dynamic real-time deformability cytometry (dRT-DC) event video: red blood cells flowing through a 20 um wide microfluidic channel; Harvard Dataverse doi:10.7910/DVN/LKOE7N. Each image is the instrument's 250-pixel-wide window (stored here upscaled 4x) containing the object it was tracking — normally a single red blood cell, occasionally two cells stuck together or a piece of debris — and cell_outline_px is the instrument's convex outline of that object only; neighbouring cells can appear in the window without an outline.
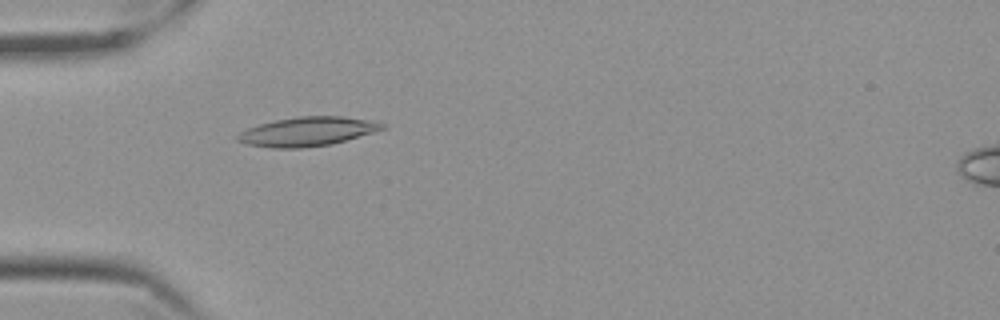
{"species": "Egyptian fruit bat (a non-hibernating species)", "species_latin": "Rousettus aegyptiacus", "temperature_condition": "cold", "stored_images_in_passage": 58, "camera_frame_rate_fps": 3000, "um_per_image_px": 0.085, "frame": {"image": 1, "passage_image": 18, "time_ms": 5.667, "image_size_px": [1000, 320], "cell_outline_px": [[388, 124], [384, 128], [372, 132], [332, 144], [300, 148], [272, 148], [248, 144], [236, 140], [236, 136], [240, 132], [248, 128], [260, 124], [276, 120], [300, 116], [344, 116], [380, 120]], "centroid_in_image_um": [26.19, 11.16], "position_along_channel_um": 58.8, "area_um2": 24.62}}
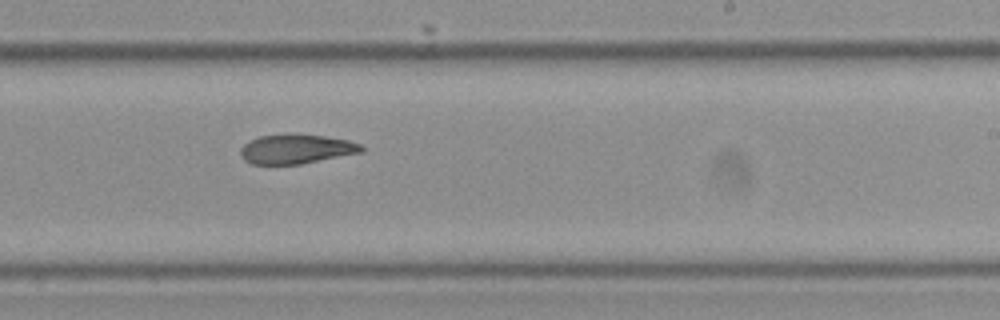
{"frame": {"image": 2, "passage_image": 36, "time_ms": 11.667, "image_size_px": [1000, 320], "cell_outline_px": [[364, 152], [300, 164], [252, 164], [244, 160], [240, 156], [240, 148], [248, 140], [260, 136], [324, 136], [348, 140], [360, 144], [364, 148]], "centroid_in_image_um": [25.17, 12.7], "position_along_channel_um": 263.8, "area_um2": 20.23}}
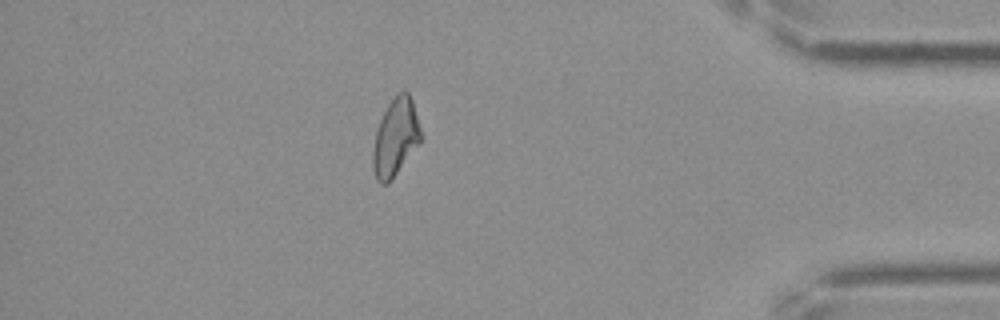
{"frame": {"image": 3, "passage_image": 51, "time_ms": 16.667, "image_size_px": [1000, 320], "cell_outline_px": [[420, 140], [388, 184], [380, 184], [376, 180], [372, 168], [372, 152], [376, 128], [388, 104], [404, 88], [408, 92], [412, 100], [420, 128]], "centroid_in_image_um": [33.57, 11.69], "position_along_channel_um": 401.6, "area_um2": 21.21}}